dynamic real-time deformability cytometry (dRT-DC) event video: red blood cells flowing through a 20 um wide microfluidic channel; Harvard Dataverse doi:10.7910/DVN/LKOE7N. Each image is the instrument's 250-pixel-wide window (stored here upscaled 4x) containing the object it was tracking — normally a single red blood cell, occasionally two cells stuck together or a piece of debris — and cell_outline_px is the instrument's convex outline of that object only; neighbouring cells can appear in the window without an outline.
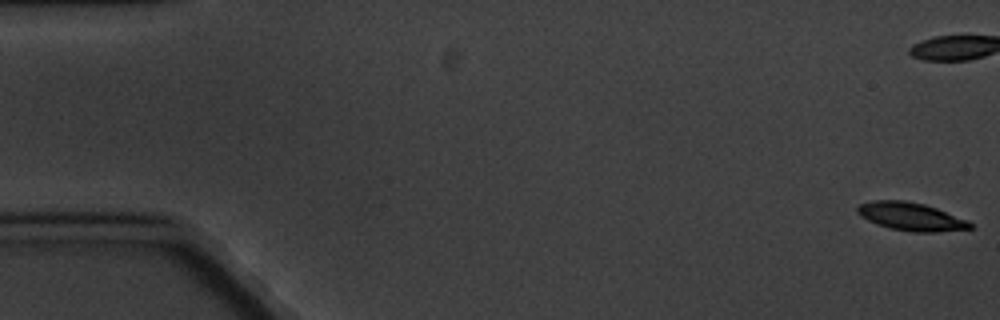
{"species": "common noctule bat (a hibernating species)", "species_latin": "Nyctalus noctula", "temperature_condition": "cold", "stored_images_in_passage": 17, "camera_frame_rate_fps": 3000, "um_per_image_px": 0.085, "animal": {"sex": "male", "body_mass_g": 20.1, "forearm_length_mm": 53.5}, "frame": {"image": 1, "passage_image": 1, "time_ms": 0.0, "image_size_px": [1000, 320], "cell_outline_px": [[972, 228], [936, 232], [912, 232], [888, 228], [876, 224], [860, 216], [856, 212], [856, 208], [860, 204], [872, 200], [904, 200], [924, 204], [936, 208], [968, 220], [972, 224]], "centroid_in_image_um": [77.4, 18.41], "position_along_channel_um": 7.6, "area_um2": 18.5}}
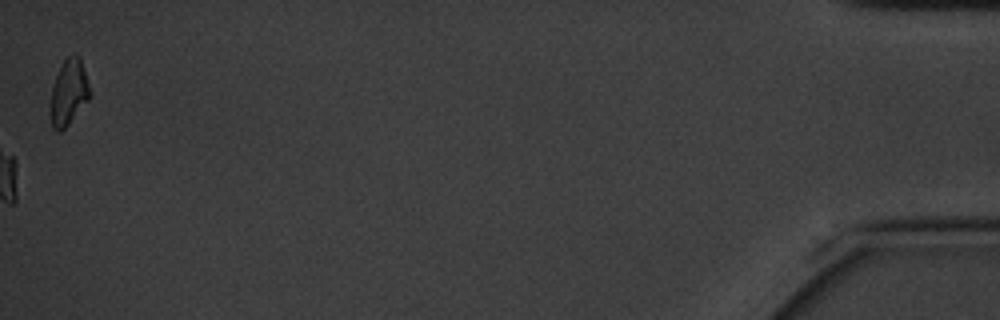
{"frame": {"image": 2, "passage_image": 17, "time_ms": 20.667, "image_size_px": [1000, 320], "cell_outline_px": [[92, 96], [68, 124], [60, 132], [56, 132], [52, 128], [52, 88], [56, 76], [64, 60], [72, 52], [76, 52], [80, 56], [92, 92]], "centroid_in_image_um": [5.9, 7.8], "position_along_channel_um": 429.3, "area_um2": 15.03}, "authors_computed_cell_mechanics": {"area_um2": 17.8602, "velocity_mm_per_s": 3.2825, "shape_relaxation_time_tau1_ms": 5.8726, "shape_relaxation_time_tau2_ms": 6.0047, "deformation_change_tau1": 0.1369, "deformation_change_tau2": 0.1066}}